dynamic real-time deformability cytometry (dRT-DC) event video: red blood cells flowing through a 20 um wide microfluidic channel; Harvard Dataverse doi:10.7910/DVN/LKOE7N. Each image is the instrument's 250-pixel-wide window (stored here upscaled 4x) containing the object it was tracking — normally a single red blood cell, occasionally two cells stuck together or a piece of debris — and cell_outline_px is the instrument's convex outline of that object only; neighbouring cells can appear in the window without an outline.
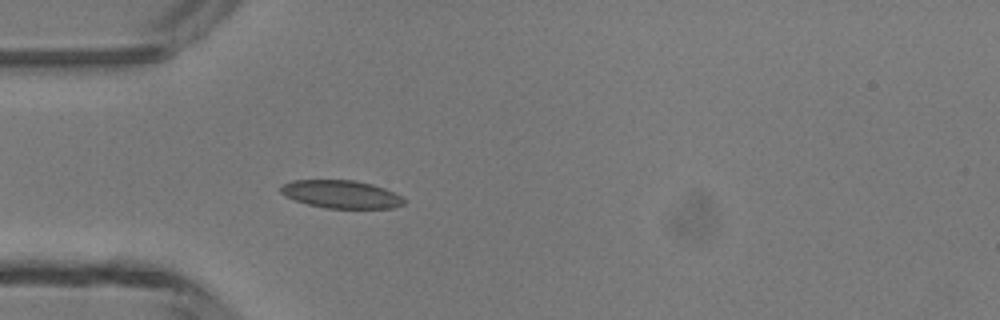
{"species": "common noctule bat (a hibernating species)", "species_latin": "Nyctalus noctula", "temperature_condition": "room temperature", "stored_images_in_passage": 1, "camera_frame_rate_fps": 3000, "um_per_image_px": 0.085, "animal": {"sex": "male", "body_mass_g": 13.3}, "frame": {"image": 1, "passage_image": 1, "time_ms": 0.0, "image_size_px": [1000, 320], "cell_outline_px": [[408, 200], [404, 204], [392, 208], [324, 208], [308, 204], [284, 196], [280, 192], [280, 188], [284, 184], [292, 180], [356, 180], [372, 184], [384, 188], [404, 196]], "centroid_in_image_um": [29.05, 16.51], "position_along_channel_um": 56.0, "area_um2": 20.23}}